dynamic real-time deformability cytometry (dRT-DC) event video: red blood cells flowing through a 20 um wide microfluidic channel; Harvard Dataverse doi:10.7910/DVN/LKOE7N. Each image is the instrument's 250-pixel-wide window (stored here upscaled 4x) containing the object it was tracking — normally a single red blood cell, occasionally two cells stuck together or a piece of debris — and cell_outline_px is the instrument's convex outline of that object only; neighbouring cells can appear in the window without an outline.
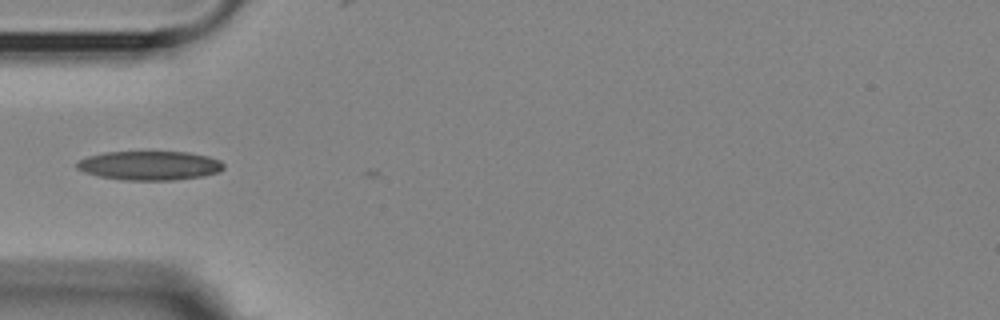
{"species": "Egyptian fruit bat (a non-hibernating species)", "species_latin": "Rousettus aegyptiacus", "temperature_condition": "room temperature", "stored_images_in_passage": 5, "camera_frame_rate_fps": 3000, "um_per_image_px": 0.085, "animal": {"sex": "female"}, "frame": {"image": 1, "passage_image": 1, "time_ms": 0.0, "image_size_px": [1000, 320], "cell_outline_px": [[224, 168], [220, 172], [204, 176], [172, 180], [124, 180], [100, 176], [84, 172], [76, 168], [76, 164], [80, 160], [88, 156], [104, 152], [188, 152], [208, 156], [220, 160], [224, 164]], "centroid_in_image_um": [12.75, 14.07], "position_along_channel_um": 72.3, "area_um2": 24.91}}
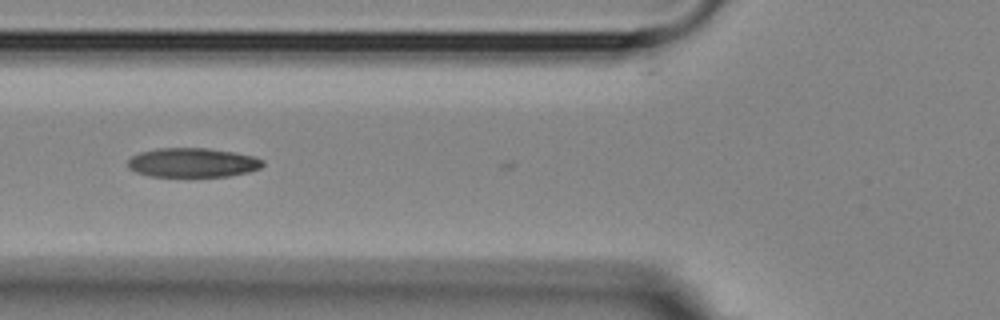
{"frame": {"image": 2, "passage_image": 4, "time_ms": 1.0, "image_size_px": [1000, 320], "cell_outline_px": [[264, 164], [260, 168], [248, 172], [228, 176], [152, 176], [136, 172], [128, 168], [128, 160], [132, 156], [140, 152], [156, 148], [208, 148], [236, 152], [252, 156], [264, 160]], "centroid_in_image_um": [16.38, 13.81], "position_along_channel_um": 109.4, "area_um2": 23.0}}